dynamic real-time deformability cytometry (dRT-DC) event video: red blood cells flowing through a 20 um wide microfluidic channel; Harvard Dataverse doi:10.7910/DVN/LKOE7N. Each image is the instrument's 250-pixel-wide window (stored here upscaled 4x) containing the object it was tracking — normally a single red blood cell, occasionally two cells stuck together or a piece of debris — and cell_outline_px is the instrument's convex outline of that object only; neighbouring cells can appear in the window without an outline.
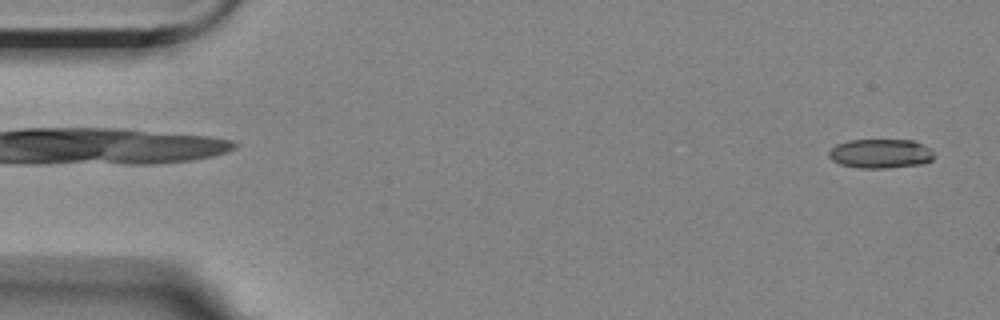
{"species": "Egyptian fruit bat (a non-hibernating species)", "species_latin": "Rousettus aegyptiacus", "temperature_condition": "room temperature", "stored_images_in_passage": 17, "camera_frame_rate_fps": 3000, "um_per_image_px": 0.085, "animal": {"sex": "female"}, "frame": {"image": 1, "passage_image": 2, "time_ms": 0.333, "image_size_px": [1000, 320], "cell_outline_px": [[932, 160], [920, 164], [884, 168], [860, 168], [840, 164], [832, 160], [828, 156], [828, 152], [836, 144], [848, 140], [912, 140], [932, 148]], "centroid_in_image_um": [74.82, 13.05], "position_along_channel_um": 10.2, "area_um2": 17.86}}
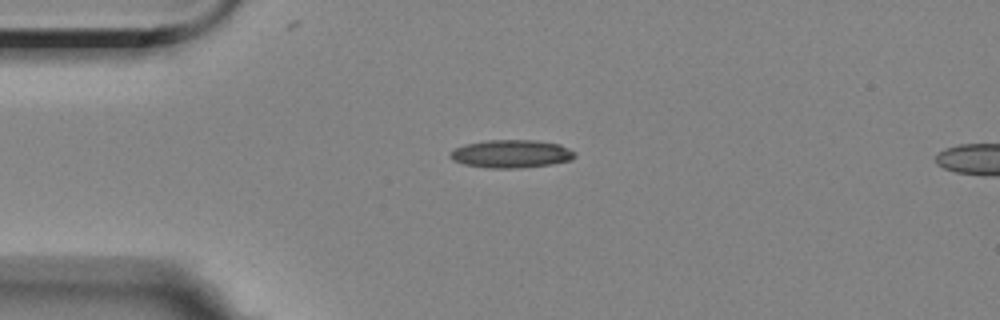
{"frame": {"image": 2, "passage_image": 13, "time_ms": 4.0, "image_size_px": [1000, 320], "cell_outline_px": [[576, 156], [572, 160], [548, 164], [516, 168], [492, 168], [464, 164], [452, 160], [448, 156], [456, 148], [464, 144], [488, 140], [532, 140], [560, 144], [576, 152]], "centroid_in_image_um": [43.46, 13.07], "position_along_channel_um": 41.5, "area_um2": 20.17}}